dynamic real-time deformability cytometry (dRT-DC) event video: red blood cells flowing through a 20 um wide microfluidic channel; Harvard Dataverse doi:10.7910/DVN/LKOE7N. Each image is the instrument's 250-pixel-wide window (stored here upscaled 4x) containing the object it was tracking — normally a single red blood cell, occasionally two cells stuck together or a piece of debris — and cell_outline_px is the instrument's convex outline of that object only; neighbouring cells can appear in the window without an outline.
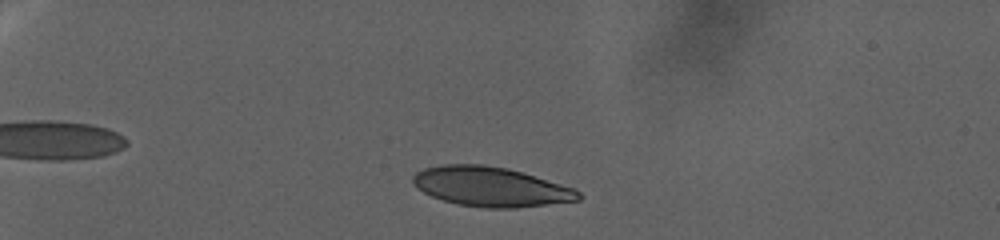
{"species": "human", "species_latin": "Homo sapiens", "temperature_condition": "warm", "stored_images_in_passage": 85, "camera_frame_rate_fps": 3000, "um_per_image_px": 0.085, "donor": {"sex": "female"}, "frame": {"image": 1, "passage_image": 9, "time_ms": 2.667, "image_size_px": [1000, 240], "cell_outline_px": [[584, 196], [580, 200], [516, 208], [484, 208], [456, 204], [432, 196], [416, 188], [412, 184], [412, 176], [416, 172], [424, 168], [444, 164], [484, 164], [508, 168], [576, 188]], "centroid_in_image_um": [41.72, 15.87], "position_along_channel_um": 43.3, "area_um2": 38.49}}
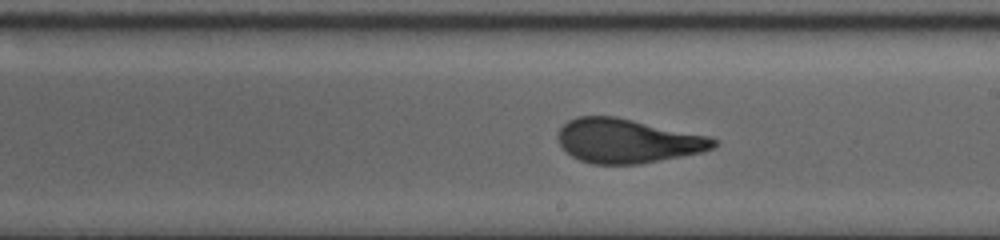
{"frame": {"image": 2, "passage_image": 48, "time_ms": 15.667, "image_size_px": [1000, 240], "cell_outline_px": [[720, 140], [712, 148], [700, 152], [640, 164], [592, 164], [580, 160], [572, 156], [560, 144], [556, 136], [556, 132], [568, 120], [576, 116], [616, 116], [708, 136]], "centroid_in_image_um": [53.29, 11.96], "position_along_channel_um": 235.7, "area_um2": 39.94}}
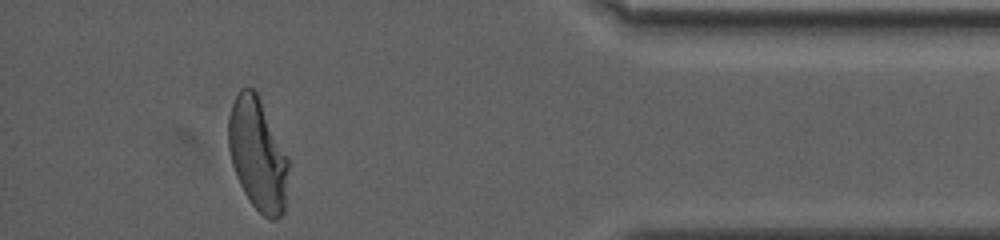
{"frame": {"image": 3, "passage_image": 78, "time_ms": 25.667, "image_size_px": [1000, 240], "cell_outline_px": [[288, 168], [284, 212], [276, 220], [268, 220], [252, 204], [244, 192], [236, 176], [232, 164], [228, 148], [228, 116], [232, 104], [240, 88], [252, 88], [256, 92], [288, 156]], "centroid_in_image_um": [21.89, 13.14], "position_along_channel_um": 413.3, "area_um2": 39.07}}